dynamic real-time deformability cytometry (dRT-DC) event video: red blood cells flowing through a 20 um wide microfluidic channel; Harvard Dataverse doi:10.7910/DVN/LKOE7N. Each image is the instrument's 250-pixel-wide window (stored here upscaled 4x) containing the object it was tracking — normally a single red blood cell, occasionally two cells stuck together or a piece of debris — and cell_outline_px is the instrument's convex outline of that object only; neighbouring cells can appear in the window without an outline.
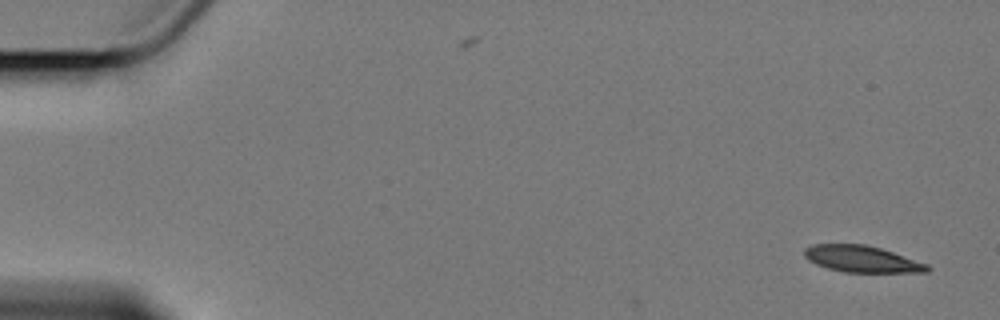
{"species": "Egyptian fruit bat (a non-hibernating species)", "species_latin": "Rousettus aegyptiacus", "temperature_condition": "cold", "stored_images_in_passage": 2, "segment_of_instrument_passage": [2, 2], "camera_frame_rate_fps": 3000, "um_per_image_px": 0.085, "animal": {"sex": "female"}, "frame": {"image": 1, "passage_image": 2, "time_ms": 1.333, "image_size_px": [1000, 320], "cell_outline_px": [[932, 268], [928, 272], [844, 272], [828, 268], [816, 264], [808, 260], [804, 256], [804, 248], [812, 244], [864, 244], [880, 248], [928, 264]], "centroid_in_image_um": [73.24, 22.01], "position_along_channel_um": 11.8, "area_um2": 18.96}}